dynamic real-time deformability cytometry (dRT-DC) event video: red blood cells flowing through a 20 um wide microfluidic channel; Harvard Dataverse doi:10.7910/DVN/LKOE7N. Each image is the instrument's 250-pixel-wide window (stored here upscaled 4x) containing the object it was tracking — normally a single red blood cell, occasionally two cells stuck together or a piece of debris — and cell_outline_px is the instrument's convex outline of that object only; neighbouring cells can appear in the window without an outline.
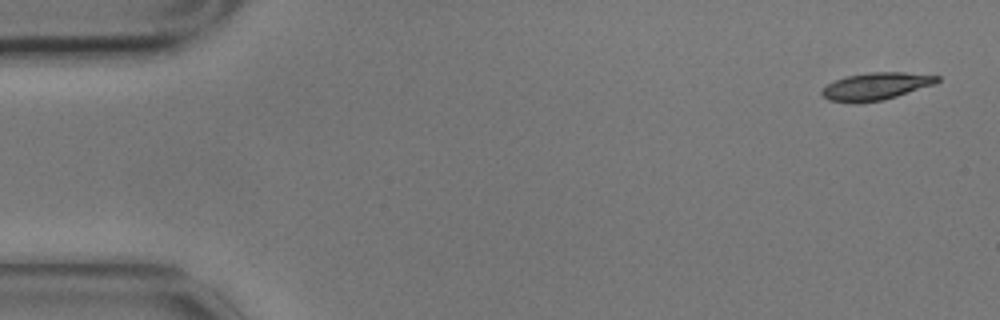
{"species": "common noctule bat (a hibernating species)", "species_latin": "Nyctalus noctula", "temperature_condition": "cold", "stored_images_in_passage": 5, "camera_frame_rate_fps": 3000, "um_per_image_px": 0.085, "animal": {"sex": "male", "body_mass_g": 17.9}, "frame": {"image": 1, "passage_image": 1, "time_ms": 0.0, "image_size_px": [1000, 320], "cell_outline_px": [[940, 80], [936, 84], [884, 100], [828, 100], [820, 92], [828, 84], [836, 80], [848, 76], [868, 72], [904, 72], [940, 76]], "centroid_in_image_um": [74.56, 7.29], "position_along_channel_um": 10.4, "area_um2": 17.69}}
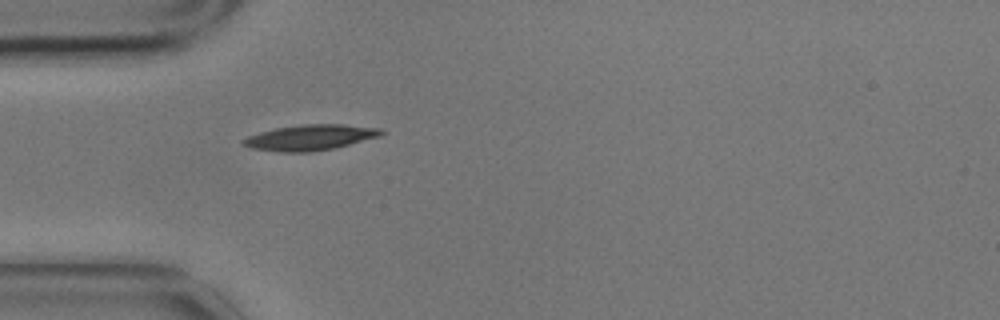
{"frame": {"image": 2, "passage_image": 5, "time_ms": 1.333, "image_size_px": [1000, 320], "cell_outline_px": [[384, 132], [380, 136], [336, 148], [308, 152], [280, 152], [248, 148], [240, 144], [240, 140], [248, 136], [260, 132], [276, 128], [304, 124], [344, 124], [380, 128]], "centroid_in_image_um": [26.32, 11.69], "position_along_channel_um": 58.7, "area_um2": 20.75}}